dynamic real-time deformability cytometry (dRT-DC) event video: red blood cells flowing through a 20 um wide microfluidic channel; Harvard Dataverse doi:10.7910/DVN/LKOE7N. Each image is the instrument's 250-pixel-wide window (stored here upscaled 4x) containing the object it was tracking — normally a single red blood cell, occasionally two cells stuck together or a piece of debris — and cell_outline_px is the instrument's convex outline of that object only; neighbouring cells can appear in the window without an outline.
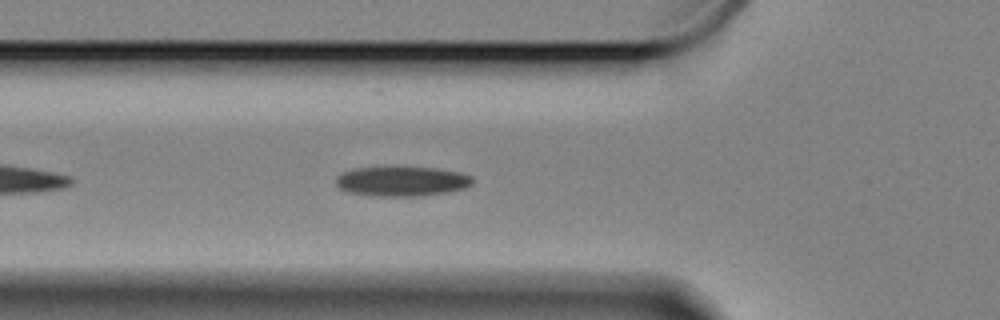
{"species": "Egyptian fruit bat (a non-hibernating species)", "species_latin": "Rousettus aegyptiacus", "temperature_condition": "cold", "stored_images_in_passage": 22, "camera_frame_rate_fps": 3000, "um_per_image_px": 0.085, "animal": {"sex": "female"}, "frame": {"image": 1, "passage_image": 7, "time_ms": 2.0, "image_size_px": [1000, 320], "cell_outline_px": [[472, 184], [464, 188], [444, 192], [420, 196], [372, 196], [348, 192], [340, 188], [336, 184], [336, 176], [340, 172], [356, 168], [388, 164], [396, 164], [436, 168], [460, 172], [472, 176]], "centroid_in_image_um": [34.09, 15.35], "position_along_channel_um": 91.7, "area_um2": 24.74}}
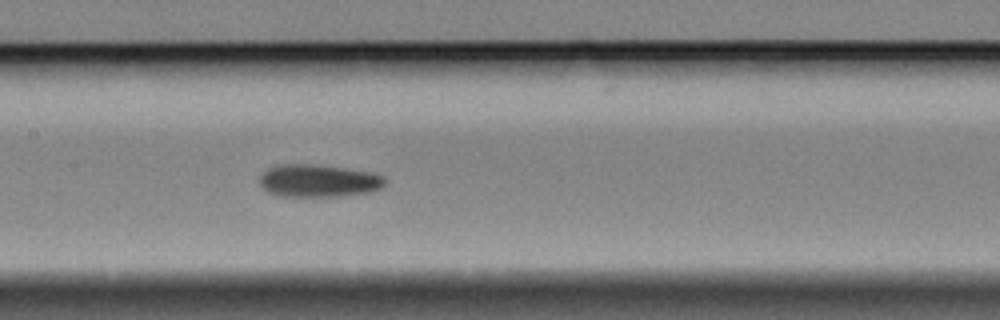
{"frame": {"image": 2, "passage_image": 15, "time_ms": 4.667, "image_size_px": [1000, 320], "cell_outline_px": [[388, 180], [380, 188], [368, 192], [344, 196], [280, 196], [268, 192], [260, 184], [260, 176], [268, 168], [276, 164], [316, 164], [372, 172], [384, 176]], "centroid_in_image_um": [27.08, 15.35], "position_along_channel_um": 180.3, "area_um2": 23.93}}
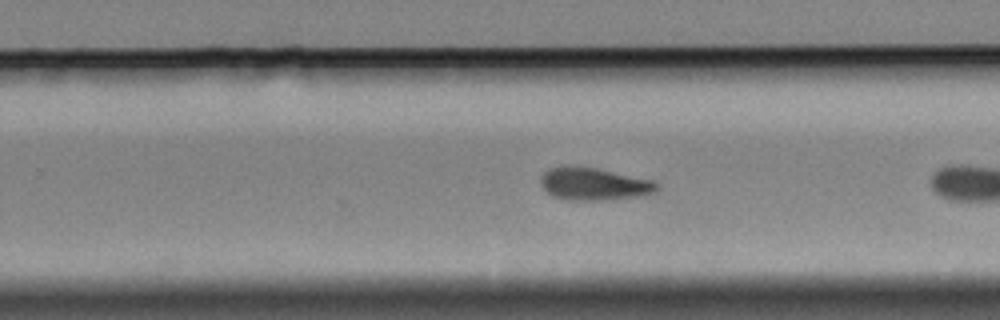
{"frame": {"image": 3, "passage_image": 21, "time_ms": 6.667, "image_size_px": [1000, 320], "cell_outline_px": [[660, 188], [656, 192], [636, 196], [608, 200], [568, 200], [552, 196], [540, 184], [540, 176], [548, 168], [596, 168], [652, 180], [660, 184]], "centroid_in_image_um": [50.51, 15.67], "position_along_channel_um": 279.3, "area_um2": 21.62}}